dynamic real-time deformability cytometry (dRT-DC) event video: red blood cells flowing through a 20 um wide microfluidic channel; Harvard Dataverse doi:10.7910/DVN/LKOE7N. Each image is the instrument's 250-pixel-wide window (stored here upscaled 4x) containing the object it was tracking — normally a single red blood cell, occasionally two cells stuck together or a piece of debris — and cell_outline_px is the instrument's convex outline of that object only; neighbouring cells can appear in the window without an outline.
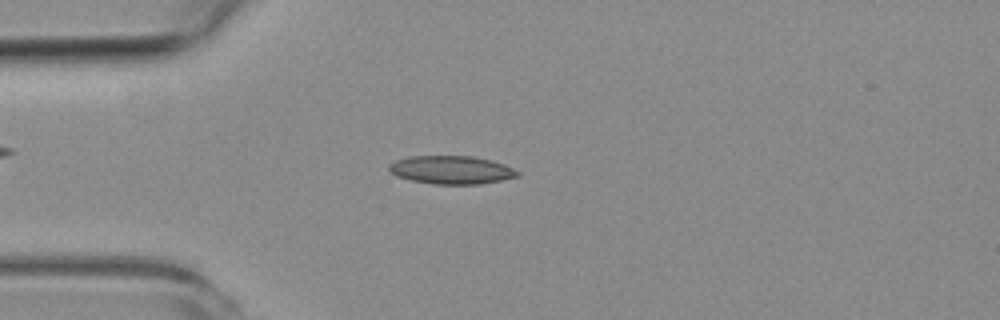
{"species": "common noctule bat (a hibernating species)", "species_latin": "Nyctalus noctula", "temperature_condition": "room temperature", "stored_images_in_passage": 2, "camera_frame_rate_fps": 3000, "um_per_image_px": 0.085, "animal": {"sex": "female", "body_mass_g": 19.3, "forearm_length_mm": 54.1}, "frame": {"image": 1, "passage_image": 2, "time_ms": 1.0, "image_size_px": [1000, 320], "cell_outline_px": [[520, 176], [480, 184], [432, 184], [412, 180], [396, 176], [388, 168], [388, 164], [396, 160], [408, 156], [472, 156], [492, 160], [504, 164], [520, 172]], "centroid_in_image_um": [38.37, 14.44], "position_along_channel_um": 46.6, "area_um2": 21.15}}